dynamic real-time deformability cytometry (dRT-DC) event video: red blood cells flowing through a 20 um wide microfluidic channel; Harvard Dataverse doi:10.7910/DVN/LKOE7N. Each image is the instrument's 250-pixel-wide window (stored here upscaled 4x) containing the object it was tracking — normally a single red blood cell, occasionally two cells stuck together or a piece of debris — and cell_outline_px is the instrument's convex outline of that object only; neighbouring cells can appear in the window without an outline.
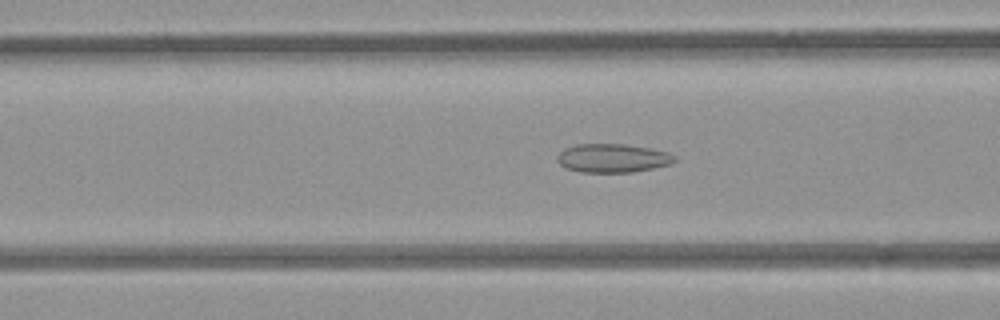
{"species": "common noctule bat (a hibernating species)", "species_latin": "Nyctalus noctula", "temperature_condition": "room temperature", "stored_images_in_passage": 53, "camera_frame_rate_fps": 3000, "um_per_image_px": 0.085, "animal": {"sex": "female", "body_mass_g": 21.9}, "frame": {"image": 1, "passage_image": 21, "time_ms": 6.667, "image_size_px": [1000, 320], "cell_outline_px": [[676, 160], [668, 164], [652, 168], [632, 172], [580, 172], [568, 168], [560, 164], [556, 160], [556, 156], [564, 148], [576, 144], [624, 144], [648, 148], [668, 152], [676, 156]], "centroid_in_image_um": [52.04, 13.43], "position_along_channel_um": 114.6, "area_um2": 19.48}}
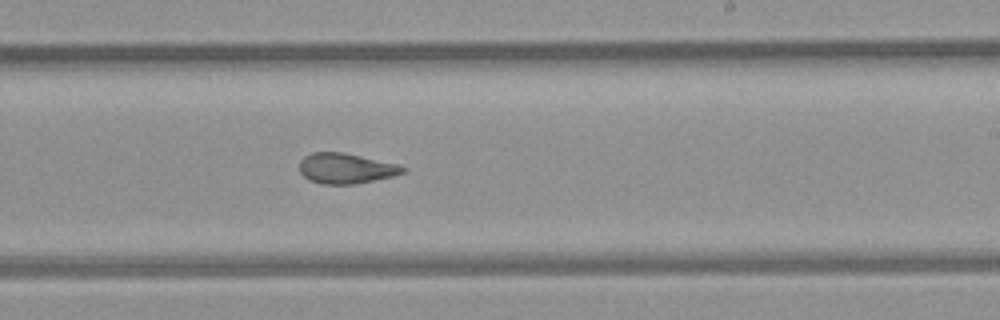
{"frame": {"image": 2, "passage_image": 32, "time_ms": 10.333, "image_size_px": [1000, 320], "cell_outline_px": [[408, 168], [404, 172], [392, 176], [352, 184], [320, 184], [304, 176], [300, 172], [300, 160], [304, 156], [312, 152], [344, 152], [396, 164]], "centroid_in_image_um": [29.37, 14.3], "position_along_channel_um": 259.6, "area_um2": 18.03}}
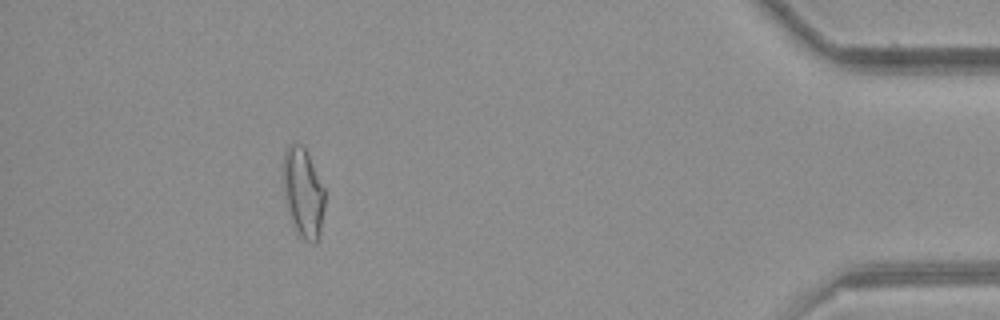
{"frame": {"image": 3, "passage_image": 48, "time_ms": 15.667, "image_size_px": [1000, 320], "cell_outline_px": [[324, 208], [320, 228], [316, 244], [312, 244], [304, 240], [300, 236], [292, 220], [288, 208], [284, 192], [284, 152], [292, 144], [300, 144], [304, 148], [324, 188]], "centroid_in_image_um": [25.78, 16.41], "position_along_channel_um": 409.4, "area_um2": 20.81}, "authors_computed_cell_mechanics": {"area_um2": 20.6924, "velocity_mm_per_s": 3.9567, "shape_relaxation_time_tau1_ms": null, "shape_relaxation_time_tau2_ms": 1.9777, "deformation_change_tau1": null, "deformation_change_tau2": 0.1001}}